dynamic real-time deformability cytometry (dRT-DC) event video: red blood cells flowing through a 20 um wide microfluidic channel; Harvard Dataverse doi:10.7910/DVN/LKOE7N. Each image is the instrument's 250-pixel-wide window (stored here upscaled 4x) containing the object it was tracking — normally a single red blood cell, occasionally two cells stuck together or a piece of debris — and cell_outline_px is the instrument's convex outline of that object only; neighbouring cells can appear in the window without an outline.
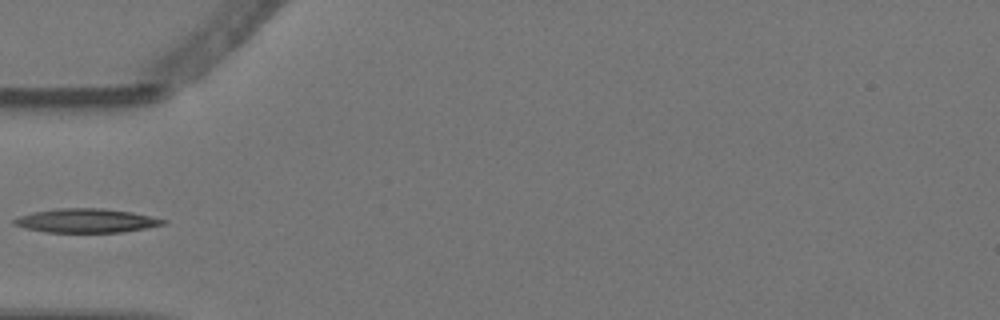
{"species": "Egyptian fruit bat (a non-hibernating species)", "species_latin": "Rousettus aegyptiacus", "temperature_condition": "warm", "stored_images_in_passage": 5, "camera_frame_rate_fps": 3000, "um_per_image_px": 0.085, "animal": {"sex": "female"}, "frame": {"image": 1, "passage_image": 5, "time_ms": 1.333, "image_size_px": [1000, 320], "cell_outline_px": [[168, 220], [164, 224], [144, 228], [120, 232], [48, 232], [24, 228], [12, 224], [12, 220], [20, 216], [32, 212], [60, 208], [100, 208], [132, 212]], "centroid_in_image_um": [7.3, 18.75], "position_along_channel_um": 77.7, "area_um2": 20.63}}